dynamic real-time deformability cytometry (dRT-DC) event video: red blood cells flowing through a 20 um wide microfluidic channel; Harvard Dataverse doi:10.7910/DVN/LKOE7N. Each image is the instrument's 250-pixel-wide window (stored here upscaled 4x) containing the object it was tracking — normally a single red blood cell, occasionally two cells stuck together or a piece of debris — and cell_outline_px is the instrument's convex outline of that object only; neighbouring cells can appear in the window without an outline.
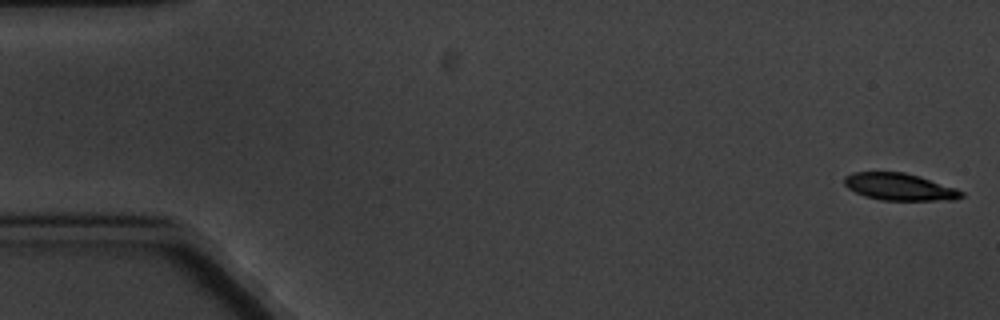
{"species": "common noctule bat (a hibernating species)", "species_latin": "Nyctalus noctula", "temperature_condition": "cold", "stored_images_in_passage": 7, "camera_frame_rate_fps": 3000, "um_per_image_px": 0.085, "animal": {"sex": "male", "body_mass_g": 20.1, "forearm_length_mm": 53.5}, "frame": {"image": 1, "passage_image": 1, "time_ms": 0.0, "image_size_px": [1000, 320], "cell_outline_px": [[964, 196], [952, 200], [880, 200], [864, 196], [848, 188], [844, 184], [844, 176], [852, 172], [904, 172], [920, 176], [956, 188], [964, 192]], "centroid_in_image_um": [76.45, 15.88], "position_along_channel_um": 8.5, "area_um2": 18.55}}
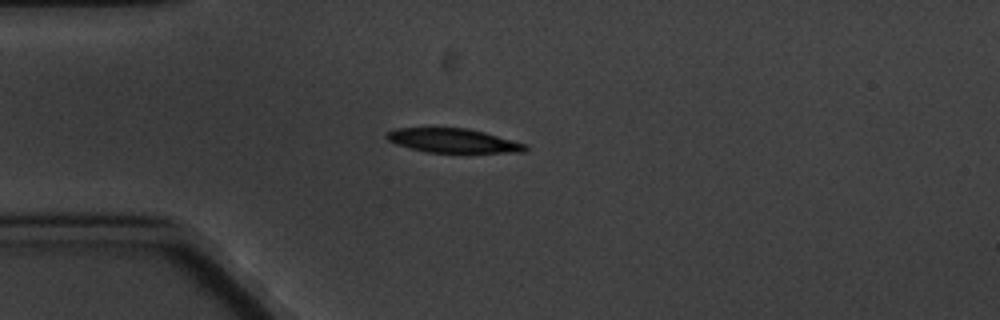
{"frame": {"image": 2, "passage_image": 5, "time_ms": 4.667, "image_size_px": [1000, 320], "cell_outline_px": [[528, 148], [524, 152], [428, 152], [396, 144], [388, 140], [384, 136], [388, 132], [396, 128], [468, 128], [484, 132], [528, 144]], "centroid_in_image_um": [38.53, 11.95], "position_along_channel_um": 46.5, "area_um2": 19.31}}